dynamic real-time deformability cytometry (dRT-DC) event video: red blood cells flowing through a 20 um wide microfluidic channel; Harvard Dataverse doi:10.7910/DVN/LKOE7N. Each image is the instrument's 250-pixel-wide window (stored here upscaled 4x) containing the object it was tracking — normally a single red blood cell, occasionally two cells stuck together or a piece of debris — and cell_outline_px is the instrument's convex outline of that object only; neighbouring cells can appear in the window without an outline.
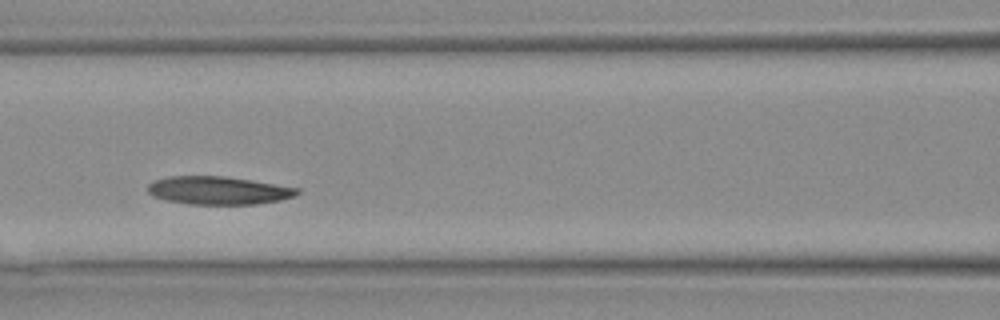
{"species": "Egyptian fruit bat (a non-hibernating species)", "species_latin": "Rousettus aegyptiacus", "temperature_condition": "warm", "stored_images_in_passage": 12, "camera_frame_rate_fps": 3000, "um_per_image_px": 0.085, "animal": {"sex": "female"}, "frame": {"image": 1, "passage_image": 7, "time_ms": 2.0, "image_size_px": [1000, 320], "cell_outline_px": [[300, 192], [296, 196], [280, 200], [256, 204], [188, 204], [168, 200], [152, 196], [148, 192], [148, 184], [152, 180], [168, 176], [224, 176], [300, 188]], "centroid_in_image_um": [18.55, 16.18], "position_along_channel_um": 148.1, "area_um2": 24.45}}
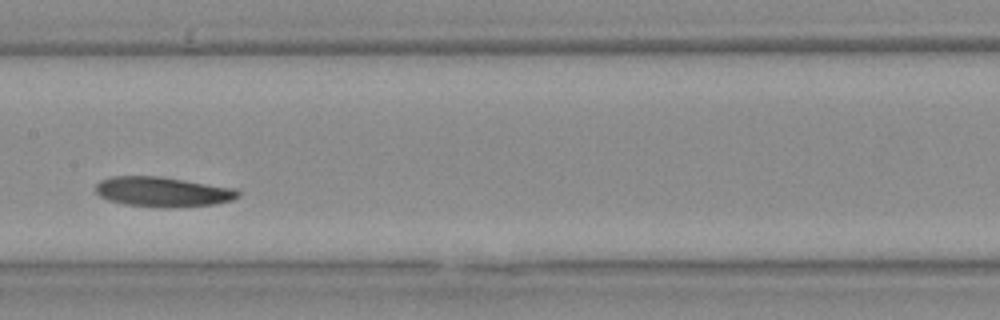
{"frame": {"image": 2, "passage_image": 9, "time_ms": 2.667, "image_size_px": [1000, 320], "cell_outline_px": [[240, 196], [232, 200], [216, 204], [172, 208], [156, 208], [124, 204], [108, 200], [100, 196], [96, 192], [96, 184], [100, 180], [112, 176], [160, 176], [236, 188], [240, 192]], "centroid_in_image_um": [13.85, 16.31], "position_along_channel_um": 193.6, "area_um2": 25.2}}